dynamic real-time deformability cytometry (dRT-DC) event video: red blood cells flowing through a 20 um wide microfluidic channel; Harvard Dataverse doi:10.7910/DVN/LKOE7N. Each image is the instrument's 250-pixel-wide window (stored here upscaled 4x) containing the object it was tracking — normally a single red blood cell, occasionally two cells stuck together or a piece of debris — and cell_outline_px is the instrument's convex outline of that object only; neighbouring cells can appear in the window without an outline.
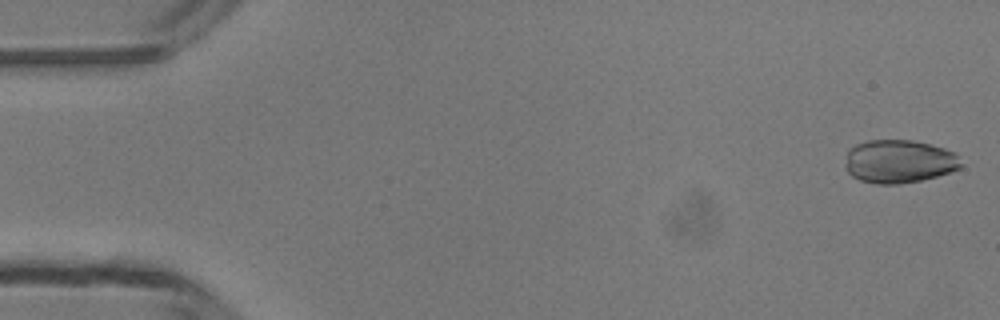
{"species": "common noctule bat (a hibernating species)", "species_latin": "Nyctalus noctula", "temperature_condition": "room temperature", "stored_images_in_passage": 48, "camera_frame_rate_fps": 3000, "um_per_image_px": 0.085, "animal": {"sex": "male", "body_mass_g": 13.3}, "frame": {"image": 1, "passage_image": 1, "time_ms": 0.0, "image_size_px": [1000, 320], "cell_outline_px": [[960, 168], [936, 176], [920, 180], [900, 184], [876, 184], [860, 180], [852, 176], [848, 172], [844, 164], [848, 148], [856, 144], [868, 140], [912, 140], [944, 148], [956, 152], [960, 164]], "centroid_in_image_um": [76.37, 13.71], "position_along_channel_um": 8.6, "area_um2": 29.19}}
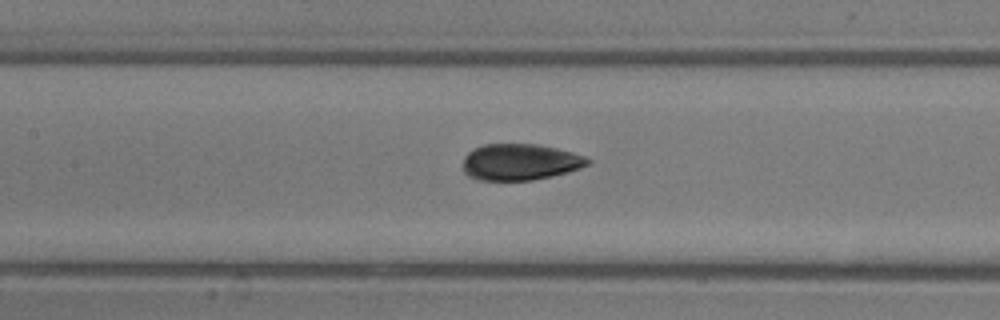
{"frame": {"image": 2, "passage_image": 22, "time_ms": 7.0, "image_size_px": [1000, 320], "cell_outline_px": [[592, 164], [568, 172], [552, 176], [532, 180], [476, 180], [468, 176], [464, 172], [464, 156], [472, 148], [484, 144], [536, 144], [556, 148], [572, 152], [584, 156], [592, 160]], "centroid_in_image_um": [44.21, 13.77], "position_along_channel_um": 163.2, "area_um2": 26.65}}
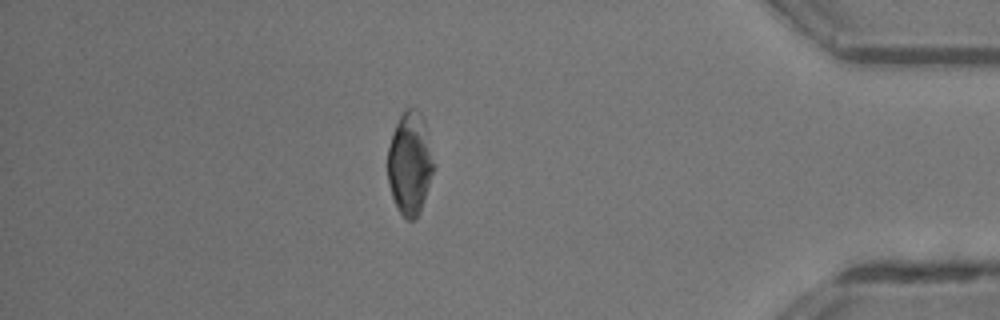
{"frame": {"image": 3, "passage_image": 42, "time_ms": 13.667, "image_size_px": [1000, 320], "cell_outline_px": [[436, 168], [420, 212], [416, 220], [408, 220], [396, 208], [392, 196], [388, 180], [388, 148], [396, 124], [404, 108], [416, 108], [420, 112], [424, 120], [428, 132], [436, 164]], "centroid_in_image_um": [34.88, 13.89], "position_along_channel_um": 400.3, "area_um2": 28.09}, "authors_computed_cell_mechanics": {"area_um2": 28.1486, "velocity_mm_per_s": 4.1963, "shape_relaxation_time_tau1_ms": 4.4217, "shape_relaxation_time_tau2_ms": 0.5664, "deformation_change_tau1": 0.1331, "deformation_change_tau2": 0.061}}